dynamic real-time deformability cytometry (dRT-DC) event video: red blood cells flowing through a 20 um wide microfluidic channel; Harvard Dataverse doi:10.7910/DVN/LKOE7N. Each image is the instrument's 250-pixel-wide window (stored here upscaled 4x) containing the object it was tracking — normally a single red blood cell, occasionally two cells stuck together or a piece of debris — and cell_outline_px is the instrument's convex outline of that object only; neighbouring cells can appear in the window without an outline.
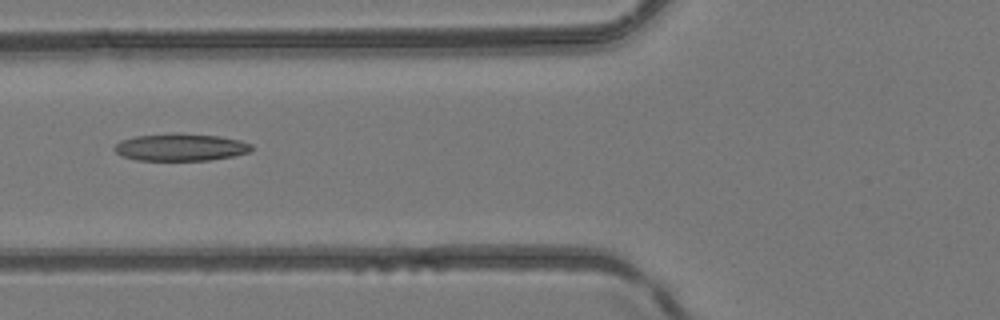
{"species": "common noctule bat (a hibernating species)", "species_latin": "Nyctalus noctula", "temperature_condition": "room temperature", "stored_images_in_passage": 7, "camera_frame_rate_fps": 3000, "um_per_image_px": 0.085, "animal": {"sex": "female", "body_mass_g": 24.6, "forearm_length_mm": 56.2}, "frame": {"image": 1, "passage_image": 6, "time_ms": 5.667, "image_size_px": [1000, 320], "cell_outline_px": [[252, 148], [248, 152], [236, 156], [208, 160], [136, 160], [124, 156], [116, 152], [112, 148], [120, 140], [136, 136], [220, 136], [240, 140], [252, 144]], "centroid_in_image_um": [15.38, 12.56], "position_along_channel_um": 110.4, "area_um2": 20.75}}
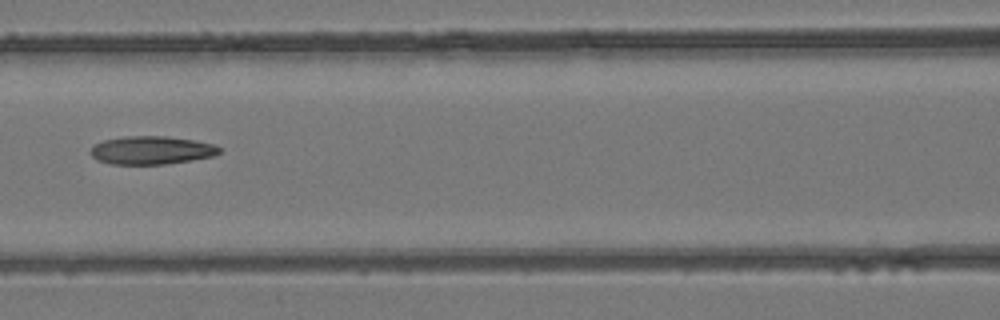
{"frame": {"image": 2, "passage_image": 7, "time_ms": 6.667, "image_size_px": [1000, 320], "cell_outline_px": [[220, 152], [212, 156], [192, 160], [164, 164], [112, 164], [96, 160], [88, 152], [92, 144], [104, 140], [124, 136], [164, 136], [192, 140], [212, 144], [220, 148]], "centroid_in_image_um": [12.79, 12.77], "position_along_channel_um": 153.8, "area_um2": 21.15}}